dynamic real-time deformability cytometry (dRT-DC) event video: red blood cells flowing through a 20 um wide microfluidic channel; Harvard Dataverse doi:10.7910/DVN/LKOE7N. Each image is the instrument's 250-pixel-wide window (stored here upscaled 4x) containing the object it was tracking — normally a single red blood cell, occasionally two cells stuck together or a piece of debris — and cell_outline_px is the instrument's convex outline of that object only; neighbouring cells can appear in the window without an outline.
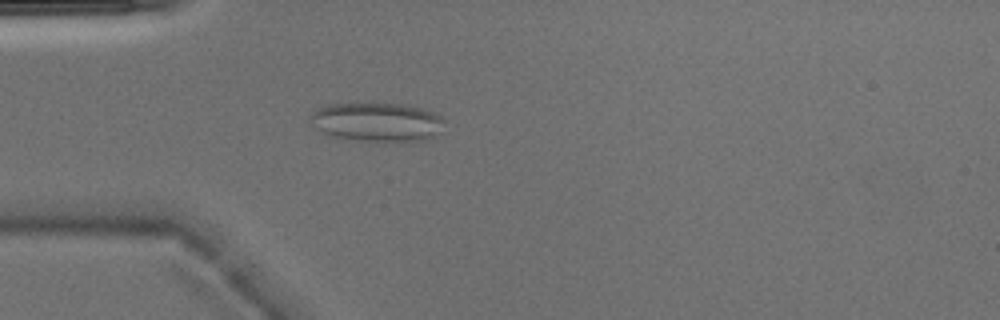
{"species": "Egyptian fruit bat (a non-hibernating species)", "species_latin": "Rousettus aegyptiacus", "temperature_condition": "warm", "stored_images_in_passage": 4, "camera_frame_rate_fps": 3000, "um_per_image_px": 0.085, "animal": {"sex": "male"}, "frame": {"image": 1, "passage_image": 4, "time_ms": 1.0, "image_size_px": [1000, 320], "cell_outline_px": [[444, 120], [440, 132], [428, 140], [400, 144], [384, 144], [332, 136], [316, 128], [312, 124], [312, 112], [328, 104], [368, 100], [408, 104], [432, 112], [440, 116]], "centroid_in_image_um": [32.1, 10.37], "position_along_channel_um": 52.9, "area_um2": 32.14}}